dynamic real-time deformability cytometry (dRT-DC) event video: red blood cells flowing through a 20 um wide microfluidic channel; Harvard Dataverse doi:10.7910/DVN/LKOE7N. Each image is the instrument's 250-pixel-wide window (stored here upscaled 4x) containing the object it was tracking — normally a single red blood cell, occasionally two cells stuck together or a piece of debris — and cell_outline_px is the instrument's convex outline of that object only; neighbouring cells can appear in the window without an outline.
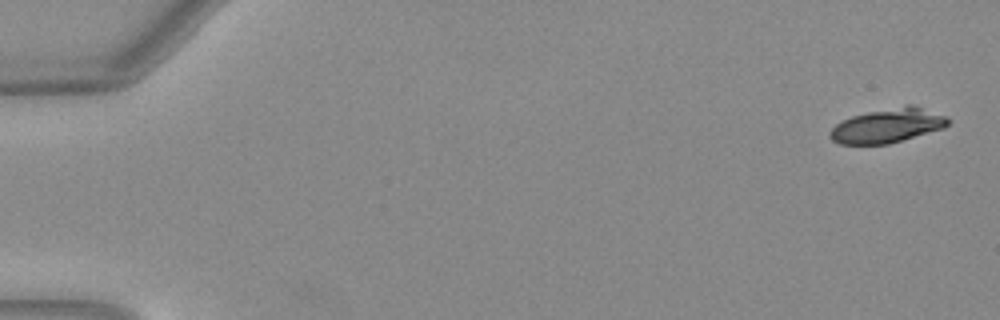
{"species": "Egyptian fruit bat (a non-hibernating species)", "species_latin": "Rousettus aegyptiacus", "temperature_condition": "warm", "stored_images_in_passage": 17, "camera_frame_rate_fps": 3000, "um_per_image_px": 0.085, "animal": {"sex": "female"}, "frame": {"image": 1, "passage_image": 1, "time_ms": 0.0, "image_size_px": [1000, 320], "cell_outline_px": [[948, 124], [944, 128], [888, 144], [840, 144], [832, 140], [828, 136], [828, 132], [836, 124], [852, 116], [908, 104], [944, 116], [948, 120]], "centroid_in_image_um": [75.39, 10.7], "position_along_channel_um": 9.6, "area_um2": 23.0}}
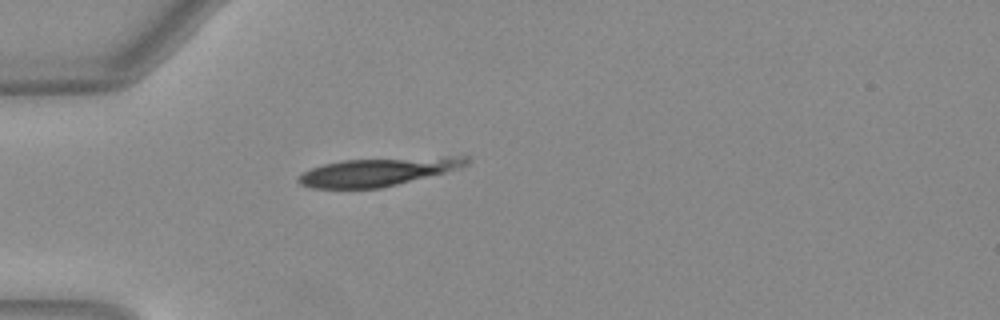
{"frame": {"image": 2, "passage_image": 15, "time_ms": 4.667, "image_size_px": [1000, 320], "cell_outline_px": [[468, 164], [460, 168], [380, 188], [312, 188], [300, 184], [296, 180], [296, 176], [312, 168], [324, 164], [344, 160], [444, 156], [468, 156]], "centroid_in_image_um": [32.09, 14.59], "position_along_channel_um": 52.9, "area_um2": 27.34}}